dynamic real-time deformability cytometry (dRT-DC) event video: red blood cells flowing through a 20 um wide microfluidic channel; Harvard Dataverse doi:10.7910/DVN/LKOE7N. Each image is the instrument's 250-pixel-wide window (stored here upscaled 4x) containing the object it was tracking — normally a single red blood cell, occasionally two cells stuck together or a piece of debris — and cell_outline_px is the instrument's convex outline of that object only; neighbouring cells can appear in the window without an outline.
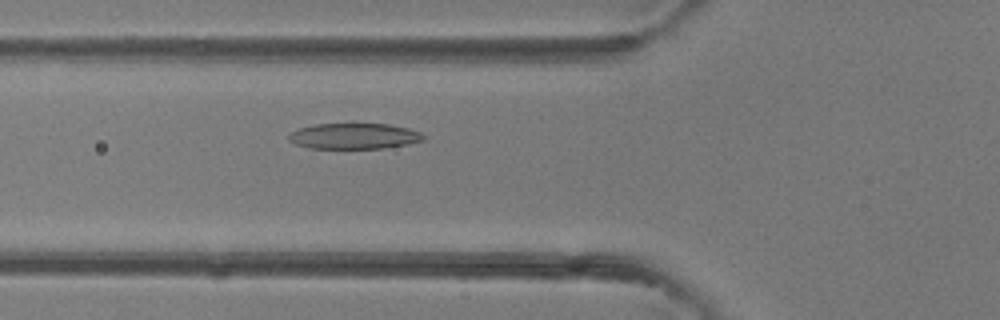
{"species": "common noctule bat (a hibernating species)", "species_latin": "Nyctalus noctula", "temperature_condition": "room temperature", "stored_images_in_passage": 40, "camera_frame_rate_fps": 3000, "um_per_image_px": 0.085, "animal": {"sex": "female"}, "frame": {"image": 1, "passage_image": 14, "time_ms": 4.333, "image_size_px": [1000, 320], "cell_outline_px": [[424, 140], [408, 144], [384, 148], [308, 148], [296, 144], [288, 140], [288, 136], [292, 132], [300, 128], [316, 124], [352, 120], [388, 124], [408, 128], [420, 132], [424, 136]], "centroid_in_image_um": [30.1, 11.51], "position_along_channel_um": 95.7, "area_um2": 21.1}}
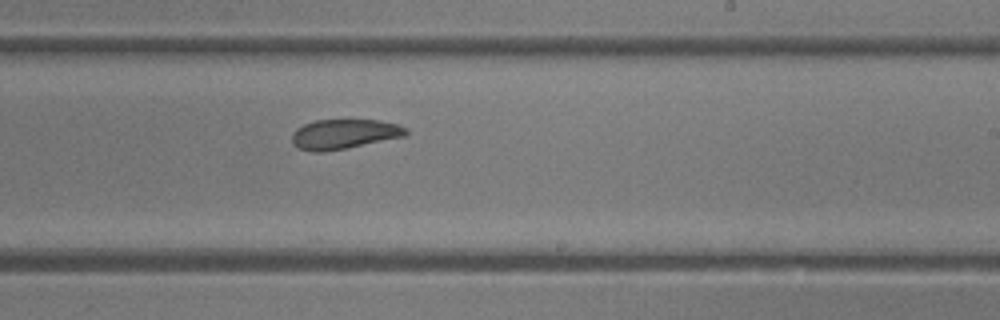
{"frame": {"image": 2, "passage_image": 24, "time_ms": 7.667, "image_size_px": [1000, 320], "cell_outline_px": [[408, 132], [404, 136], [344, 148], [320, 152], [312, 152], [300, 148], [292, 144], [292, 132], [296, 128], [304, 124], [316, 120], [380, 120], [396, 124], [408, 128]], "centroid_in_image_um": [29.21, 11.38], "position_along_channel_um": 259.8, "area_um2": 19.54}}
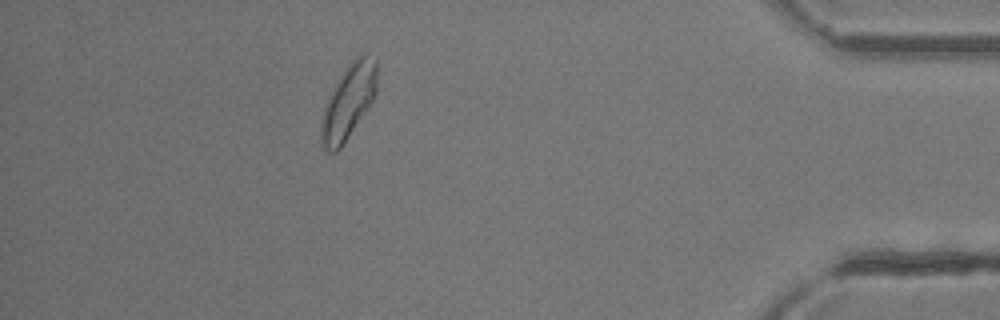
{"frame": {"image": 3, "passage_image": 36, "time_ms": 11.667, "image_size_px": [1000, 320], "cell_outline_px": [[376, 92], [372, 100], [340, 148], [336, 152], [324, 152], [320, 136], [320, 124], [324, 104], [328, 92], [336, 80], [348, 64], [356, 56], [364, 52], [368, 52], [376, 56]], "centroid_in_image_um": [29.57, 8.58], "position_along_channel_um": 405.6, "area_um2": 24.57}}